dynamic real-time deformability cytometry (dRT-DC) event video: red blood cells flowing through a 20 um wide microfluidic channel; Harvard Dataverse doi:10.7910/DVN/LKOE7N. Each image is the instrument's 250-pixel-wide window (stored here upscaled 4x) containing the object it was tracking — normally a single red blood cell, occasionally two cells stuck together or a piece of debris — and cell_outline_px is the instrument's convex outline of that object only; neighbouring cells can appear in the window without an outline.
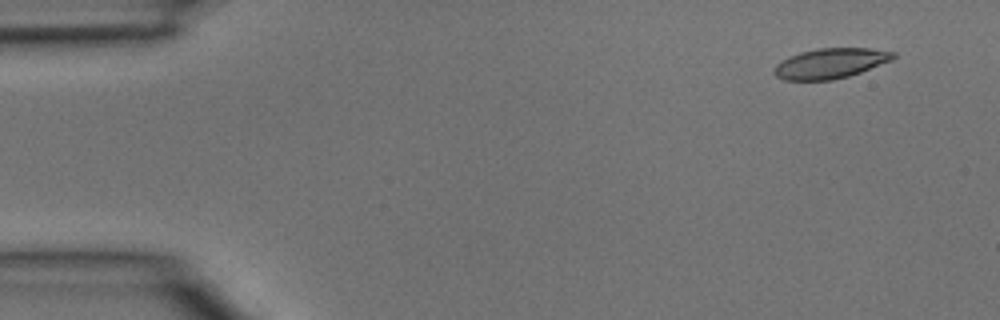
{"species": "common noctule bat (a hibernating species)", "species_latin": "Nyctalus noctula", "temperature_condition": "room temperature", "stored_images_in_passage": 3, "camera_frame_rate_fps": 3000, "um_per_image_px": 0.085, "animal": {"sex": "male", "body_mass_g": 15.6}, "frame": {"image": 1, "passage_image": 1, "time_ms": 0.0, "image_size_px": [1000, 320], "cell_outline_px": [[896, 56], [892, 60], [860, 72], [848, 76], [832, 80], [784, 80], [776, 76], [772, 72], [776, 64], [780, 60], [788, 56], [800, 52], [816, 48], [868, 48], [896, 52]], "centroid_in_image_um": [70.55, 5.38], "position_along_channel_um": 14.5, "area_um2": 21.04}}